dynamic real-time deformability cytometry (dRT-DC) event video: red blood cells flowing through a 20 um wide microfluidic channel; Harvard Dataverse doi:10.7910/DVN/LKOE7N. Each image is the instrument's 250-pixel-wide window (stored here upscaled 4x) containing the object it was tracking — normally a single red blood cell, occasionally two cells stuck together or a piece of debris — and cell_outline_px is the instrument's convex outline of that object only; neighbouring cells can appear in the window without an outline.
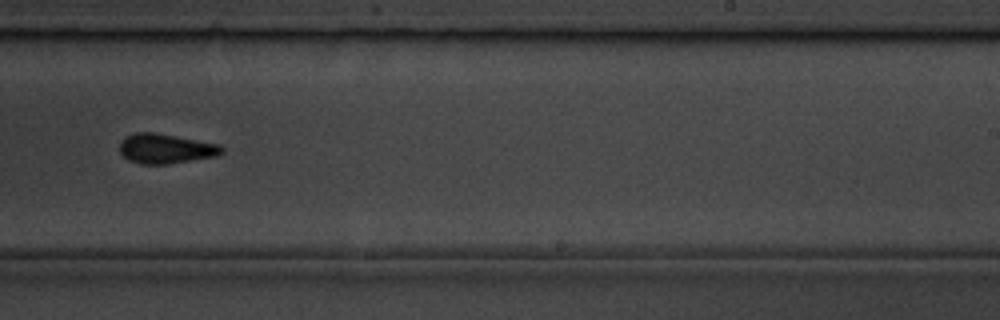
{"species": "common noctule bat (a hibernating species)", "species_latin": "Nyctalus noctula", "temperature_condition": "room temperature", "stored_images_in_passage": 38, "camera_frame_rate_fps": 3000, "um_per_image_px": 0.085, "animal": {"sex": "male", "body_mass_g": 19.5, "forearm_length_mm": 54.6}, "frame": {"image": 1, "passage_image": 22, "time_ms": 7.0, "image_size_px": [1000, 320], "cell_outline_px": [[224, 152], [216, 156], [168, 164], [140, 164], [128, 160], [120, 152], [120, 140], [124, 136], [132, 132], [156, 132], [220, 144], [224, 148]], "centroid_in_image_um": [14.06, 12.62], "position_along_channel_um": 274.9, "area_um2": 17.98}, "authors_computed_cell_mechanics": {"area_um2": 18.1781, "velocity_mm_per_s": 3.6328, "shape_relaxation_time_tau1_ms": 5.9865, "shape_relaxation_time_tau2_ms": 2.2686, "deformation_change_tau1": 0.1018, "deformation_change_tau2": 0.0875}}